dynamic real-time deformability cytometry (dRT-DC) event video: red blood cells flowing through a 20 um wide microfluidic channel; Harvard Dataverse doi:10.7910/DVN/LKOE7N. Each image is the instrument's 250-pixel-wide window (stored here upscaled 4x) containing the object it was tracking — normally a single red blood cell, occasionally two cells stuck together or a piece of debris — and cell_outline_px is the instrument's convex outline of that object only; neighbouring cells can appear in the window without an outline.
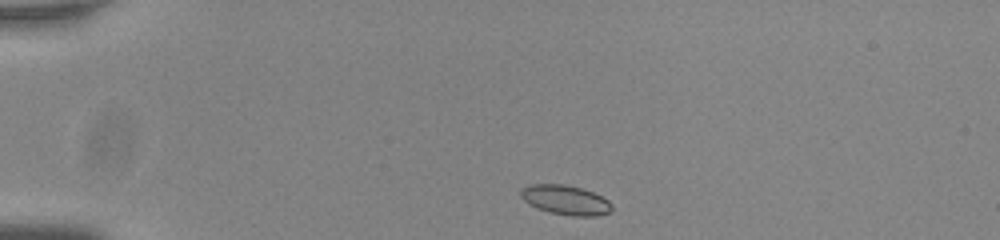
{"species": "common noctule bat (a hibernating species)", "species_latin": "Nyctalus noctula", "temperature_condition": "room temperature", "stored_images_in_passage": 44, "camera_frame_rate_fps": 3000, "um_per_image_px": 0.085, "animal": {"sex": "male", "body_mass_g": 20.0, "forearm_length_mm": 53.3}, "frame": {"image": 1, "passage_image": 1, "time_ms": 0.0, "image_size_px": [1000, 240], "cell_outline_px": [[612, 208], [608, 212], [596, 216], [572, 216], [552, 212], [536, 208], [528, 204], [520, 196], [520, 192], [524, 188], [532, 184], [564, 184], [580, 188], [592, 192], [608, 200], [612, 204]], "centroid_in_image_um": [48.06, 17.0], "position_along_channel_um": 36.9, "area_um2": 15.49}}
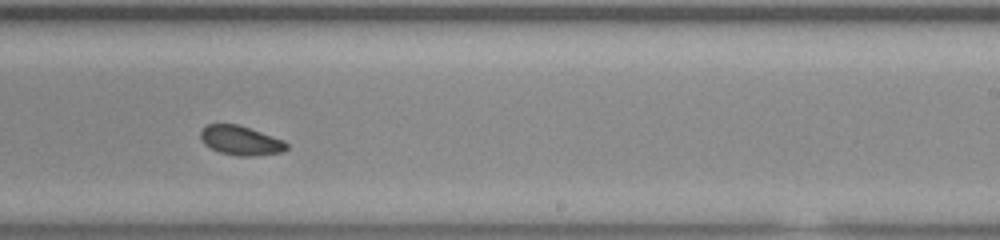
{"frame": {"image": 2, "passage_image": 24, "time_ms": 7.667, "image_size_px": [1000, 240], "cell_outline_px": [[288, 148], [280, 152], [256, 156], [240, 156], [220, 152], [204, 144], [200, 140], [200, 132], [208, 124], [236, 124], [284, 140], [288, 144]], "centroid_in_image_um": [20.45, 11.95], "position_along_channel_um": 268.6, "area_um2": 14.51}}
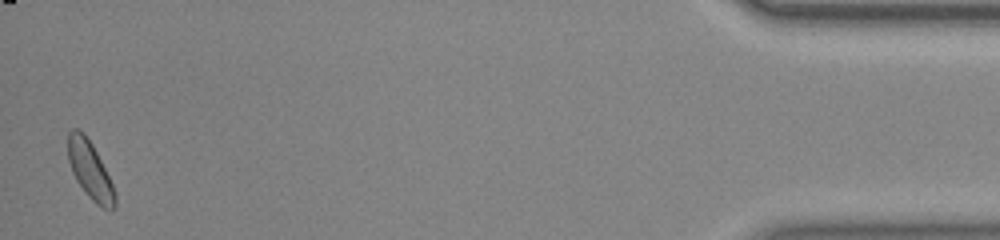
{"frame": {"image": 3, "passage_image": 43, "time_ms": 14.0, "image_size_px": [1000, 240], "cell_outline_px": [[116, 208], [104, 208], [96, 204], [88, 196], [76, 180], [72, 172], [68, 160], [68, 132], [72, 128], [80, 128], [84, 132], [92, 144], [112, 184], [116, 196]], "centroid_in_image_um": [7.63, 14.43], "position_along_channel_um": 427.6, "area_um2": 15.61}, "authors_computed_cell_mechanics": {"area_um2": 15.3748, "velocity_mm_per_s": 3.7585, "shape_relaxation_time_tau1_ms": 3.2739, "shape_relaxation_time_tau2_ms": 9.127, "deformation_change_tau1": 0.0603, "deformation_change_tau2": 0.1186}}